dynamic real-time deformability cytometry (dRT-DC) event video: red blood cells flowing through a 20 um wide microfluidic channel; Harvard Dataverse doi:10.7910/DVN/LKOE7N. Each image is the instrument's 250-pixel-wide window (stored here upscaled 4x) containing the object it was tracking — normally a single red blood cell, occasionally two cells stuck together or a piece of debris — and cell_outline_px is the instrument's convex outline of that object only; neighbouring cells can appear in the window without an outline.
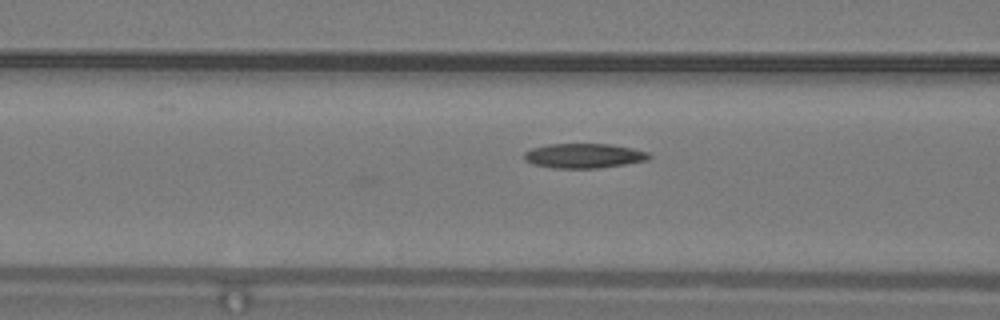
{"species": "common noctule bat (a hibernating species)", "species_latin": "Nyctalus noctula", "temperature_condition": "warm", "stored_images_in_passage": 27, "camera_frame_rate_fps": 3000, "um_per_image_px": 0.085, "animal": {"sex": "male", "body_mass_g": 19.2, "forearm_length_mm": 51.8}, "frame": {"image": 1, "passage_image": 4, "time_ms": 1.0, "image_size_px": [1000, 320], "cell_outline_px": [[652, 156], [648, 160], [600, 168], [552, 168], [532, 164], [524, 160], [524, 152], [532, 148], [548, 144], [608, 144], [632, 148], [648, 152]], "centroid_in_image_um": [49.61, 13.24], "position_along_channel_um": 117.0, "area_um2": 17.98}}